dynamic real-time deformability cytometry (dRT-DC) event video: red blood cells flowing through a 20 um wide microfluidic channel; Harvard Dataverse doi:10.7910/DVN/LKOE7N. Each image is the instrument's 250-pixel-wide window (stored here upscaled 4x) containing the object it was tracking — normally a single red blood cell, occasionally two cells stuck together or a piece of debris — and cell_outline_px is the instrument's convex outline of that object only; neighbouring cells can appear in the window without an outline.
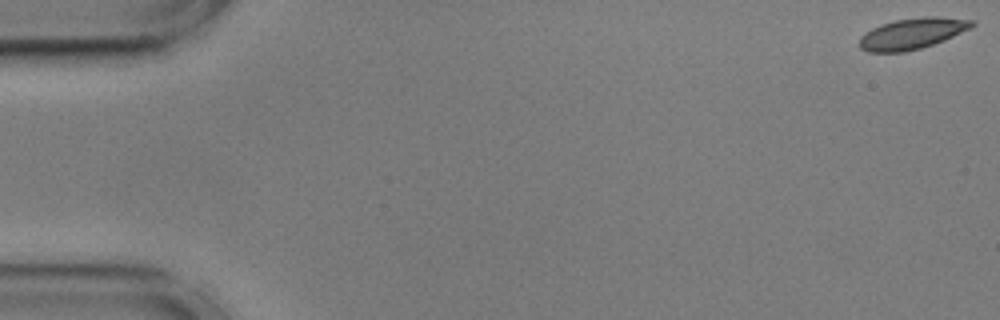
{"species": "common noctule bat (a hibernating species)", "species_latin": "Nyctalus noctula", "temperature_condition": "cold", "stored_images_in_passage": 56, "camera_frame_rate_fps": 3000, "um_per_image_px": 0.085, "animal": {"sex": "male", "body_mass_g": 17.9, "forearm_length_mm": 54.2}, "frame": {"image": 1, "passage_image": 1, "time_ms": 0.0, "image_size_px": [1000, 320], "cell_outline_px": [[976, 24], [972, 28], [944, 40], [920, 48], [904, 52], [868, 52], [860, 48], [860, 36], [864, 32], [880, 24], [896, 20], [924, 16], [936, 16], [976, 20]], "centroid_in_image_um": [77.56, 2.84], "position_along_channel_um": 7.4, "area_um2": 20.46}}
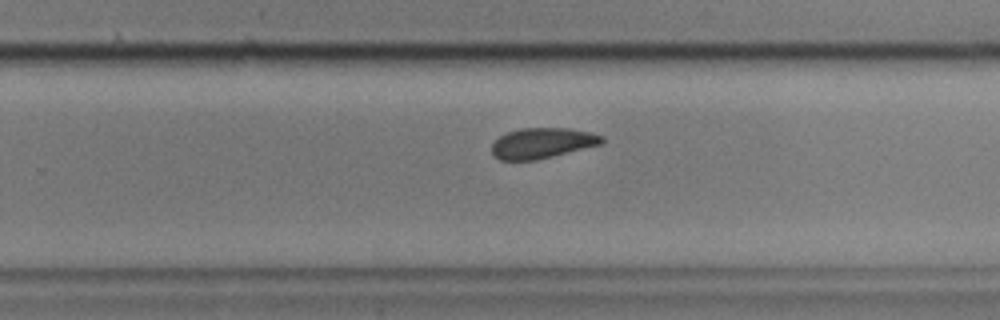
{"frame": {"image": 2, "passage_image": 36, "time_ms": 11.667, "image_size_px": [1000, 320], "cell_outline_px": [[604, 144], [536, 160], [500, 160], [492, 156], [492, 144], [500, 136], [508, 132], [520, 128], [568, 128], [592, 132], [604, 136]], "centroid_in_image_um": [46.13, 12.16], "position_along_channel_um": 283.7, "area_um2": 19.77}}
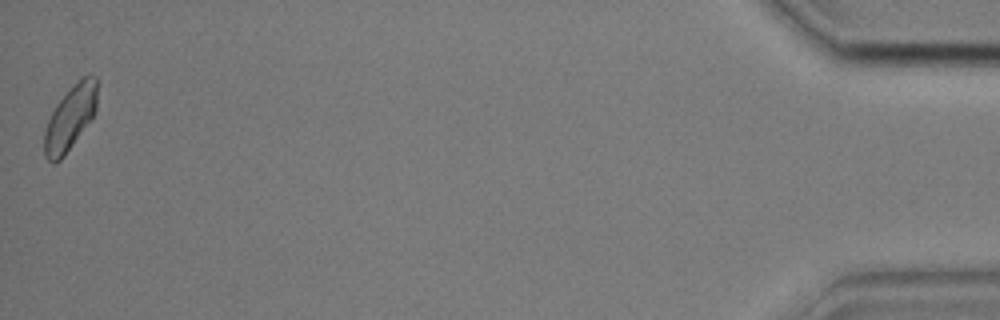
{"frame": {"image": 3, "passage_image": 56, "time_ms": 18.333, "image_size_px": [1000, 320], "cell_outline_px": [[96, 112], [64, 156], [60, 160], [52, 164], [44, 156], [44, 132], [48, 120], [56, 104], [88, 72], [96, 76]], "centroid_in_image_um": [5.96, 10.06], "position_along_channel_um": 429.2, "area_um2": 19.42}, "authors_computed_cell_mechanics": {"area_um2": 20.2878, "velocity_mm_per_s": 3.5693, "shape_relaxation_time_tau1_ms": 2.8781, "shape_relaxation_time_tau2_ms": 2.1987, "deformation_change_tau1": 0.0745, "deformation_change_tau2": 0.0582}}